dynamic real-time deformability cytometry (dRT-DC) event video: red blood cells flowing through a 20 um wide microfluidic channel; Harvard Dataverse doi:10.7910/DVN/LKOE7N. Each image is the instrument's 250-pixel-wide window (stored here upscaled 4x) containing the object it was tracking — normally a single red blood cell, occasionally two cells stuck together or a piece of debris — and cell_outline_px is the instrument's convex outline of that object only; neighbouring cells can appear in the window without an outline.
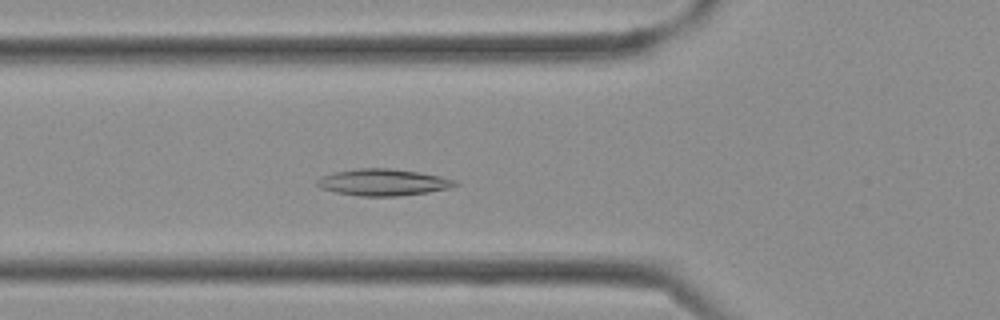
{"species": "Egyptian fruit bat (a non-hibernating species)", "species_latin": "Rousettus aegyptiacus", "temperature_condition": "cold", "stored_images_in_passage": 37, "camera_frame_rate_fps": 3000, "um_per_image_px": 0.085, "frame": {"image": 1, "passage_image": 13, "time_ms": 4.0, "image_size_px": [1000, 320], "cell_outline_px": [[460, 184], [448, 188], [428, 192], [400, 196], [356, 196], [336, 192], [320, 188], [316, 184], [316, 180], [320, 176], [332, 172], [360, 168], [388, 168], [416, 172], [440, 176], [456, 180]], "centroid_in_image_um": [32.52, 15.5], "position_along_channel_um": 93.3, "area_um2": 21.5}}
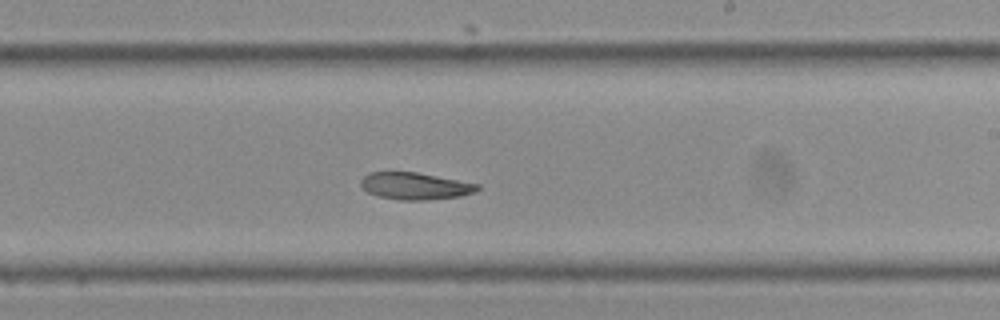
{"frame": {"image": 2, "passage_image": 22, "time_ms": 7.0, "image_size_px": [1000, 320], "cell_outline_px": [[480, 188], [476, 192], [460, 196], [428, 200], [400, 200], [380, 196], [368, 192], [360, 184], [360, 180], [368, 172], [416, 172], [480, 184]], "centroid_in_image_um": [35.3, 15.81], "position_along_channel_um": 253.7, "area_um2": 18.32}}
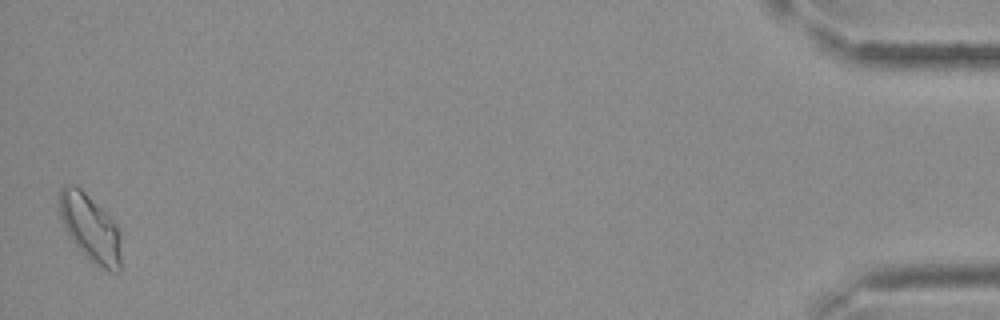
{"frame": {"image": 3, "passage_image": 37, "time_ms": 12.0, "image_size_px": [1000, 320], "cell_outline_px": [[120, 272], [116, 272], [104, 268], [96, 264], [84, 256], [68, 236], [60, 216], [60, 188], [64, 184], [72, 184], [80, 188], [116, 224], [120, 236]], "centroid_in_image_um": [7.65, 19.39], "position_along_channel_um": 427.5, "area_um2": 23.7}}